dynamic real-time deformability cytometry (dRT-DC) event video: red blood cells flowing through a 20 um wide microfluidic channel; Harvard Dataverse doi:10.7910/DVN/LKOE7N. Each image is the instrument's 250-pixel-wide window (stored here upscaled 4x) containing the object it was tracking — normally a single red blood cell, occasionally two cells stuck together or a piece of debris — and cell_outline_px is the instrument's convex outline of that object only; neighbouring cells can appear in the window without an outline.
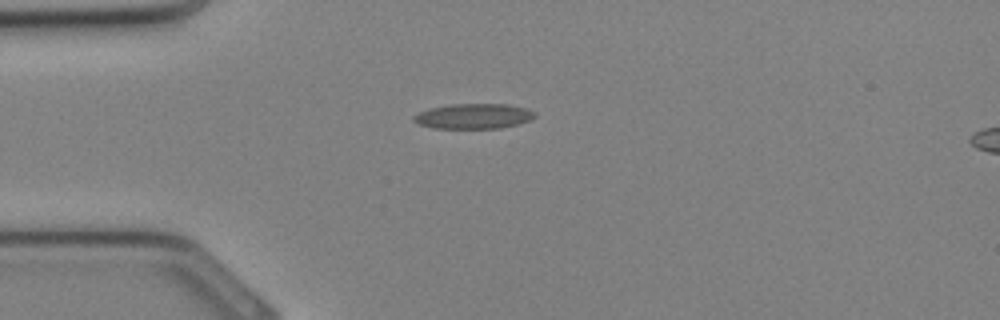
{"species": "Egyptian fruit bat (a non-hibernating species)", "species_latin": "Rousettus aegyptiacus", "temperature_condition": "cold", "stored_images_in_passage": 26, "camera_frame_rate_fps": 3000, "um_per_image_px": 0.085, "animal": {"sex": "female"}, "frame": {"image": 1, "passage_image": 1, "time_ms": 0.0, "image_size_px": [1000, 320], "cell_outline_px": [[536, 116], [528, 120], [516, 124], [500, 128], [432, 128], [420, 124], [412, 120], [412, 116], [428, 108], [452, 104], [508, 104], [528, 108], [536, 112]], "centroid_in_image_um": [40.25, 9.86], "position_along_channel_um": 44.7, "area_um2": 17.74}}
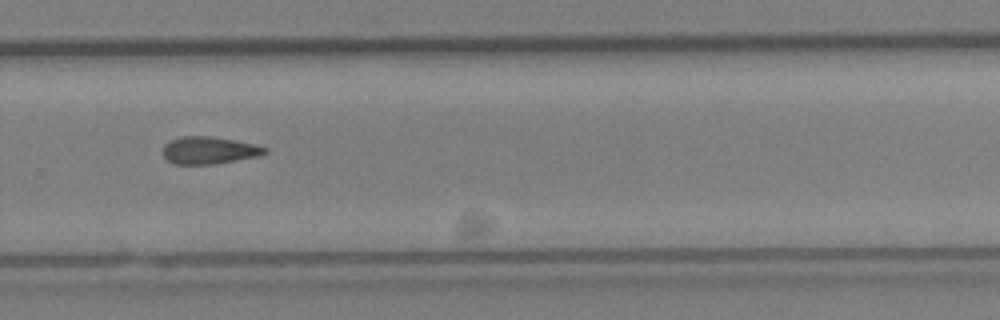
{"frame": {"image": 2, "passage_image": 15, "time_ms": 4.667, "image_size_px": [1000, 320], "cell_outline_px": [[268, 152], [260, 156], [216, 164], [176, 164], [168, 160], [164, 156], [164, 144], [180, 136], [208, 136], [232, 140], [252, 144], [268, 148]], "centroid_in_image_um": [17.79, 12.78], "position_along_channel_um": 312.0, "area_um2": 16.07}}
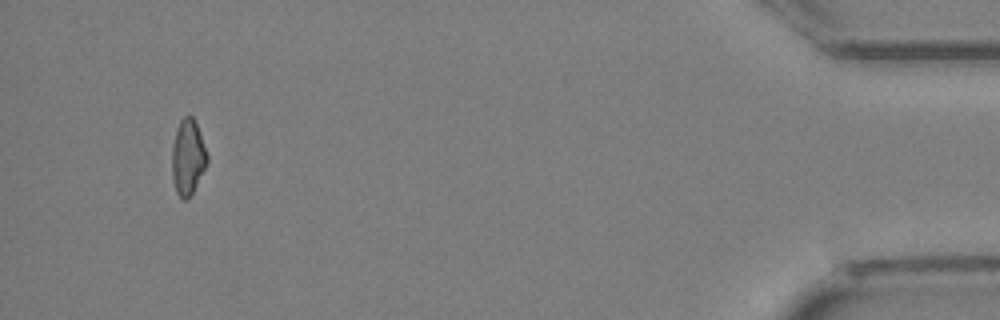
{"frame": {"image": 3, "passage_image": 24, "time_ms": 7.667, "image_size_px": [1000, 320], "cell_outline_px": [[208, 160], [188, 200], [180, 200], [176, 192], [172, 180], [172, 148], [176, 128], [180, 120], [184, 116], [192, 116], [200, 132], [208, 156]], "centroid_in_image_um": [15.94, 13.37], "position_along_channel_um": 419.3, "area_um2": 15.43}}